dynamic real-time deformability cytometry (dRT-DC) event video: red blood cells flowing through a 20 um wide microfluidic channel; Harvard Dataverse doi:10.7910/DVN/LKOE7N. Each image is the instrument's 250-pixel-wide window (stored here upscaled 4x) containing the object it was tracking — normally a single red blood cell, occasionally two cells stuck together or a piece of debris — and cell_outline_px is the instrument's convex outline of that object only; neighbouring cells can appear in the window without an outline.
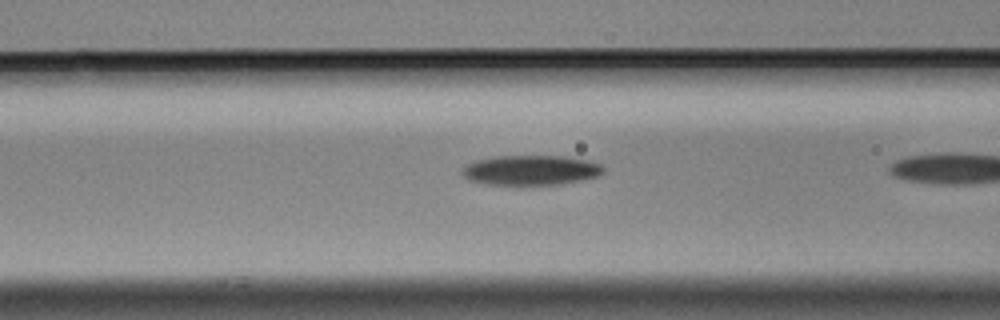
{"species": "Egyptian fruit bat (a non-hibernating species)", "species_latin": "Rousettus aegyptiacus", "temperature_condition": "cold", "stored_images_in_passage": 12, "camera_frame_rate_fps": 3000, "um_per_image_px": 0.085, "animal": {"sex": "male"}, "frame": {"image": 1, "passage_image": 10, "time_ms": 3.0, "image_size_px": [1000, 320], "cell_outline_px": [[604, 172], [596, 176], [580, 180], [560, 184], [520, 188], [488, 184], [472, 180], [464, 176], [464, 168], [468, 164], [480, 160], [496, 156], [564, 156], [588, 160], [600, 164], [604, 168]], "centroid_in_image_um": [45.16, 14.51], "position_along_channel_um": 121.4, "area_um2": 25.03}}